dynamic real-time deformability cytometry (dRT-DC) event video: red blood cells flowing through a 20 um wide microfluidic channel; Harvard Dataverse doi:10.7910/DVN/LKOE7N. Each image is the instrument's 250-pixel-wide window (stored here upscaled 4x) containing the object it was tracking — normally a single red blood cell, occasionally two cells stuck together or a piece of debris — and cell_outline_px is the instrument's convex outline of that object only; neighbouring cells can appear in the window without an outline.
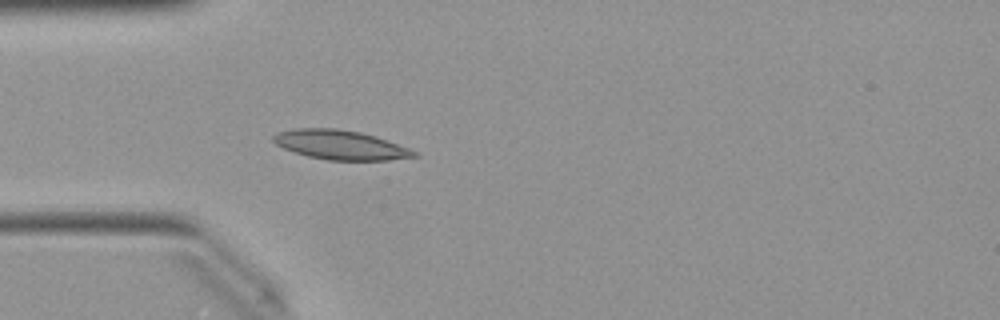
{"species": "Egyptian fruit bat (a non-hibernating species)", "species_latin": "Rousettus aegyptiacus", "temperature_condition": "warm", "stored_images_in_passage": 44, "camera_frame_rate_fps": 3000, "um_per_image_px": 0.085, "animal": {"sex": "female"}, "frame": {"image": 1, "passage_image": 8, "time_ms": 2.333, "image_size_px": [1000, 320], "cell_outline_px": [[420, 156], [388, 160], [328, 160], [308, 156], [284, 148], [276, 144], [272, 140], [272, 136], [276, 132], [292, 128], [336, 128], [360, 132], [376, 136], [408, 148], [416, 152]], "centroid_in_image_um": [28.91, 12.3], "position_along_channel_um": 56.1, "area_um2": 24.04}}
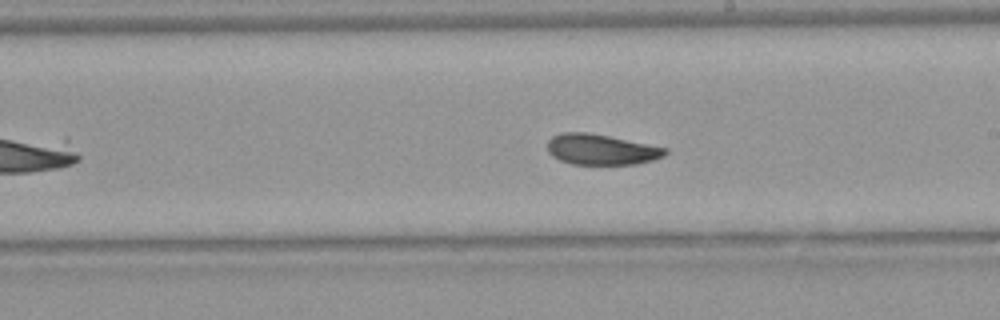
{"frame": {"image": 2, "passage_image": 22, "time_ms": 7.0, "image_size_px": [1000, 320], "cell_outline_px": [[668, 152], [664, 156], [652, 160], [636, 164], [572, 164], [560, 160], [552, 156], [548, 152], [548, 140], [552, 136], [560, 132], [588, 132], [668, 148]], "centroid_in_image_um": [51.08, 12.7], "position_along_channel_um": 237.9, "area_um2": 20.98}}
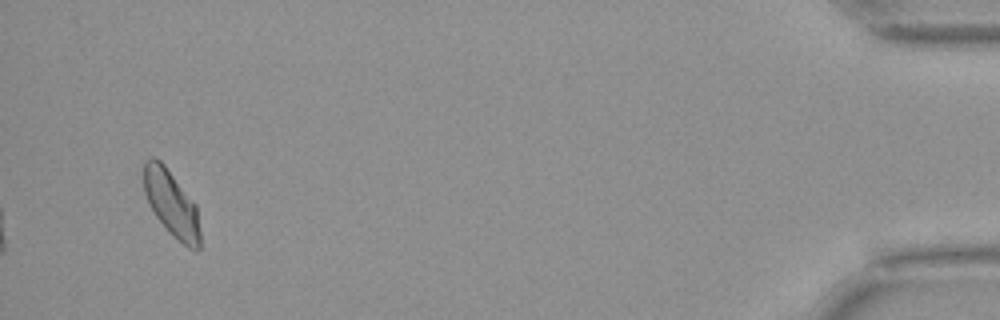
{"frame": {"image": 3, "passage_image": 42, "time_ms": 13.667, "image_size_px": [1000, 320], "cell_outline_px": [[200, 248], [196, 252], [188, 248], [168, 232], [156, 216], [144, 192], [144, 160], [152, 156], [160, 160], [164, 164], [196, 204], [200, 232]], "centroid_in_image_um": [14.59, 17.32], "position_along_channel_um": 420.6, "area_um2": 21.68}, "authors_computed_cell_mechanics": {"area_um2": 21.7039, "velocity_mm_per_s": 3.9981, "shape_relaxation_time_tau1_ms": 4.1609, "shape_relaxation_time_tau2_ms": 3.3739, "deformation_change_tau1": 0.1221, "deformation_change_tau2": 0.0673}}